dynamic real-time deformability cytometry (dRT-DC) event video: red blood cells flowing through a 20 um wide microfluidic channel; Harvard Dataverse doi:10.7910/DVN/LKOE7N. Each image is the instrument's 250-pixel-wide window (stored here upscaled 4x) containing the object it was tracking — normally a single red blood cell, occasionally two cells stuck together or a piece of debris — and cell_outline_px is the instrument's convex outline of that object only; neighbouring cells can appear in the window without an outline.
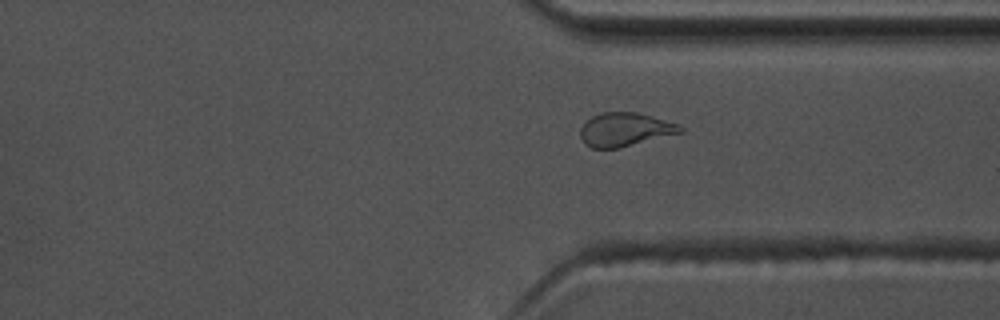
{"species": "common noctule bat (a hibernating species)", "species_latin": "Nyctalus noctula", "temperature_condition": "warm", "stored_images_in_passage": 51, "camera_frame_rate_fps": 3000, "um_per_image_px": 0.085, "animal": {"sex": "male", "body_mass_g": 17.5, "forearm_length_mm": 52.3}, "frame": {"image": 1, "passage_image": 37, "time_ms": 12.0, "image_size_px": [1000, 320], "cell_outline_px": [[684, 132], [620, 148], [592, 148], [584, 144], [580, 136], [580, 128], [592, 116], [604, 112], [636, 112], [652, 116], [680, 124], [684, 128]], "centroid_in_image_um": [53.15, 11.02], "position_along_channel_um": 358.2, "area_um2": 19.71}}
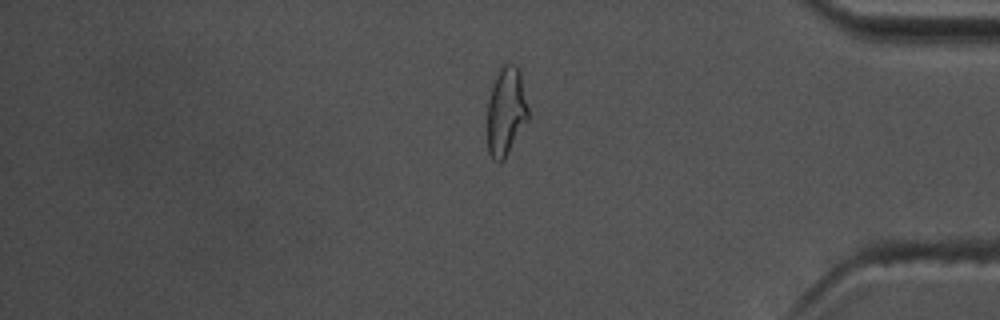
{"frame": {"image": 2, "passage_image": 42, "time_ms": 13.667, "image_size_px": [1000, 320], "cell_outline_px": [[528, 120], [504, 160], [492, 160], [488, 152], [488, 100], [492, 84], [500, 64], [508, 60], [520, 72], [528, 108]], "centroid_in_image_um": [43.0, 9.43], "position_along_channel_um": 392.2, "area_um2": 21.21}, "authors_computed_cell_mechanics": {"area_um2": 19.941, "velocity_mm_per_s": 3.6748, "shape_relaxation_time_tau1_ms": 10.3393, "shape_relaxation_time_tau2_ms": 1.5268, "deformation_change_tau1": 0.2353, "deformation_change_tau2": 0.0872}}